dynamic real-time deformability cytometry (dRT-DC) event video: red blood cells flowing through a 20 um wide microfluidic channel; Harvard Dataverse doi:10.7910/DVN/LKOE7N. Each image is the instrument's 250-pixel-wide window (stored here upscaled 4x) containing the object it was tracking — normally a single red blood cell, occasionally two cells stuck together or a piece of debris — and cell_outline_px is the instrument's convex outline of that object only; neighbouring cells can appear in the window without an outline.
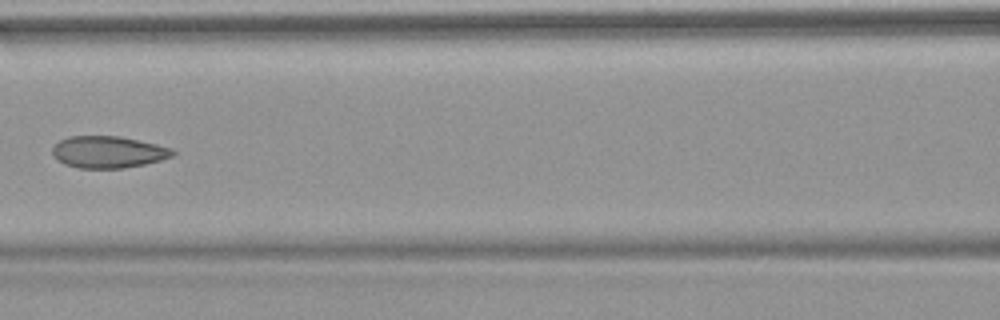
{"species": "common noctule bat (a hibernating species)", "species_latin": "Nyctalus noctula", "temperature_condition": "warm", "stored_images_in_passage": 8, "camera_frame_rate_fps": 3000, "um_per_image_px": 0.085, "animal": {"sex": "female", "body_mass_g": 18.4}, "frame": {"image": 1, "passage_image": 5, "time_ms": 5.0, "image_size_px": [1000, 320], "cell_outline_px": [[176, 152], [172, 156], [160, 160], [144, 164], [120, 168], [80, 168], [64, 164], [52, 152], [52, 148], [60, 140], [68, 136], [120, 136], [156, 144], [172, 148]], "centroid_in_image_um": [9.21, 12.91], "position_along_channel_um": 157.4, "area_um2": 22.08}}
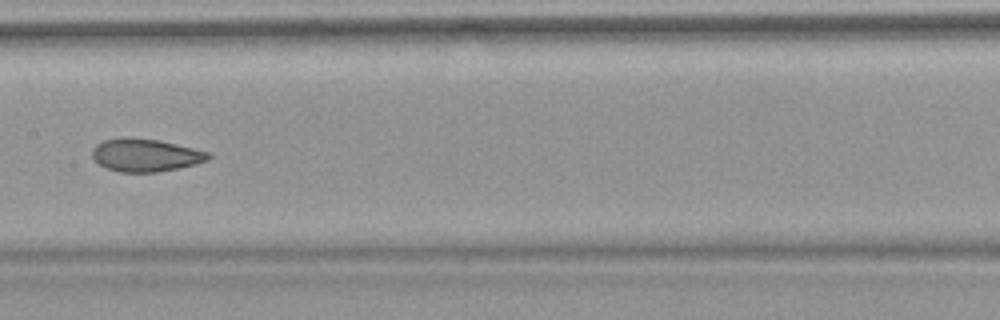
{"frame": {"image": 2, "passage_image": 6, "time_ms": 6.0, "image_size_px": [1000, 320], "cell_outline_px": [[212, 156], [208, 160], [176, 168], [156, 172], [120, 172], [108, 168], [100, 164], [92, 156], [92, 148], [96, 144], [104, 140], [160, 140], [212, 152]], "centroid_in_image_um": [12.43, 13.21], "position_along_channel_um": 195.0, "area_um2": 21.44}}